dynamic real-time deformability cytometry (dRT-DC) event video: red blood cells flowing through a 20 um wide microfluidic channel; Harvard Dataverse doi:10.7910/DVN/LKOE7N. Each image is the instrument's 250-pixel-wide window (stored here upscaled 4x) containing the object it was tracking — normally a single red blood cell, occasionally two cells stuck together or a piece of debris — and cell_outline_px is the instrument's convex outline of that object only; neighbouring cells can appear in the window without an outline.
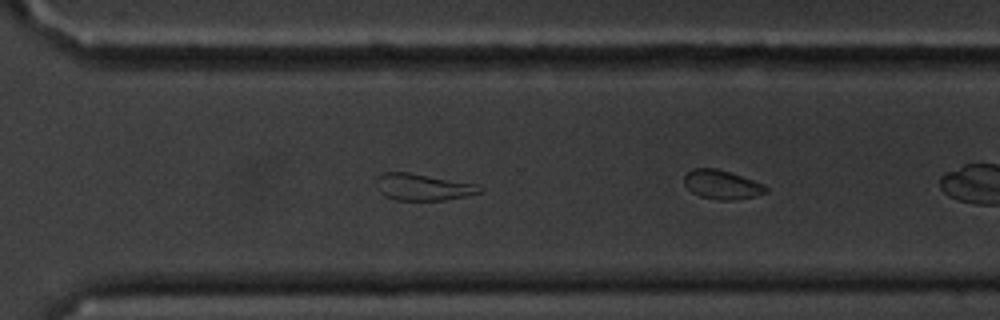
{"species": "common noctule bat (a hibernating species)", "species_latin": "Nyctalus noctula", "temperature_condition": "cold", "stored_images_in_passage": 30, "camera_frame_rate_fps": 3000, "um_per_image_px": 0.085, "animal": {"sex": "male", "body_mass_g": 20.1, "forearm_length_mm": 53.5}, "frame": {"image": 1, "passage_image": 26, "time_ms": 8.333, "image_size_px": [1000, 320], "cell_outline_px": [[484, 192], [444, 200], [396, 200], [384, 196], [380, 192], [376, 184], [376, 176], [384, 172], [408, 172], [476, 184], [484, 188]], "centroid_in_image_um": [35.93, 15.9], "position_along_channel_um": 334.7, "area_um2": 16.13}}